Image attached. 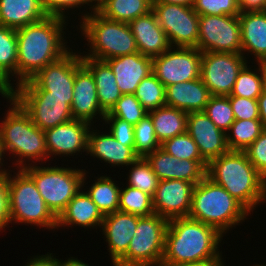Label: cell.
<instances>
[{"mask_svg": "<svg viewBox=\"0 0 266 266\" xmlns=\"http://www.w3.org/2000/svg\"><path fill=\"white\" fill-rule=\"evenodd\" d=\"M66 21L68 19L58 16H46L40 21L15 29L17 82L14 84L16 86L31 79L41 69L59 60L71 50L67 46L66 39L64 40Z\"/></svg>", "mask_w": 266, "mask_h": 266, "instance_id": "cell-1", "label": "cell"}, {"mask_svg": "<svg viewBox=\"0 0 266 266\" xmlns=\"http://www.w3.org/2000/svg\"><path fill=\"white\" fill-rule=\"evenodd\" d=\"M222 235L216 228L190 217L169 220L161 266L201 262L222 255Z\"/></svg>", "mask_w": 266, "mask_h": 266, "instance_id": "cell-2", "label": "cell"}, {"mask_svg": "<svg viewBox=\"0 0 266 266\" xmlns=\"http://www.w3.org/2000/svg\"><path fill=\"white\" fill-rule=\"evenodd\" d=\"M206 176L222 186L250 213L257 205L266 202V179L249 161L245 151L229 150L212 159Z\"/></svg>", "mask_w": 266, "mask_h": 266, "instance_id": "cell-3", "label": "cell"}, {"mask_svg": "<svg viewBox=\"0 0 266 266\" xmlns=\"http://www.w3.org/2000/svg\"><path fill=\"white\" fill-rule=\"evenodd\" d=\"M9 100V109L6 116L0 123V136L5 154L13 155L15 166L24 168L33 165L38 161H48V151L45 142V133L38 128L31 120L29 114L21 107V105L9 94H0ZM11 107V108H10ZM27 161V162H26ZM36 161V162H35ZM27 163V164H26ZM19 167H18V166Z\"/></svg>", "mask_w": 266, "mask_h": 266, "instance_id": "cell-4", "label": "cell"}, {"mask_svg": "<svg viewBox=\"0 0 266 266\" xmlns=\"http://www.w3.org/2000/svg\"><path fill=\"white\" fill-rule=\"evenodd\" d=\"M249 214L239 201L207 176L195 185L188 217L226 235L229 229L240 225Z\"/></svg>", "mask_w": 266, "mask_h": 266, "instance_id": "cell-5", "label": "cell"}, {"mask_svg": "<svg viewBox=\"0 0 266 266\" xmlns=\"http://www.w3.org/2000/svg\"><path fill=\"white\" fill-rule=\"evenodd\" d=\"M81 15L79 30L88 42L85 45H90L89 52L81 53V57L106 61L138 52L128 23L106 19L97 11Z\"/></svg>", "mask_w": 266, "mask_h": 266, "instance_id": "cell-6", "label": "cell"}, {"mask_svg": "<svg viewBox=\"0 0 266 266\" xmlns=\"http://www.w3.org/2000/svg\"><path fill=\"white\" fill-rule=\"evenodd\" d=\"M73 49L59 60L48 64L31 79L14 86L12 97L73 98L76 69L82 64L81 53Z\"/></svg>", "mask_w": 266, "mask_h": 266, "instance_id": "cell-7", "label": "cell"}, {"mask_svg": "<svg viewBox=\"0 0 266 266\" xmlns=\"http://www.w3.org/2000/svg\"><path fill=\"white\" fill-rule=\"evenodd\" d=\"M33 180L46 205L58 218L70 200L85 186V169L70 167H40L29 165L22 168Z\"/></svg>", "mask_w": 266, "mask_h": 266, "instance_id": "cell-8", "label": "cell"}, {"mask_svg": "<svg viewBox=\"0 0 266 266\" xmlns=\"http://www.w3.org/2000/svg\"><path fill=\"white\" fill-rule=\"evenodd\" d=\"M8 172L10 223L57 229V217L46 205L34 180L22 169Z\"/></svg>", "mask_w": 266, "mask_h": 266, "instance_id": "cell-9", "label": "cell"}, {"mask_svg": "<svg viewBox=\"0 0 266 266\" xmlns=\"http://www.w3.org/2000/svg\"><path fill=\"white\" fill-rule=\"evenodd\" d=\"M168 223L156 213L139 217L126 255L115 266H161Z\"/></svg>", "mask_w": 266, "mask_h": 266, "instance_id": "cell-10", "label": "cell"}, {"mask_svg": "<svg viewBox=\"0 0 266 266\" xmlns=\"http://www.w3.org/2000/svg\"><path fill=\"white\" fill-rule=\"evenodd\" d=\"M201 52L241 53V24L238 16L199 15L198 44Z\"/></svg>", "mask_w": 266, "mask_h": 266, "instance_id": "cell-11", "label": "cell"}, {"mask_svg": "<svg viewBox=\"0 0 266 266\" xmlns=\"http://www.w3.org/2000/svg\"><path fill=\"white\" fill-rule=\"evenodd\" d=\"M202 52L194 47H170L152 57V73L165 86L191 81L201 76Z\"/></svg>", "mask_w": 266, "mask_h": 266, "instance_id": "cell-12", "label": "cell"}, {"mask_svg": "<svg viewBox=\"0 0 266 266\" xmlns=\"http://www.w3.org/2000/svg\"><path fill=\"white\" fill-rule=\"evenodd\" d=\"M152 11L171 47H197L199 15L193 7L152 3Z\"/></svg>", "mask_w": 266, "mask_h": 266, "instance_id": "cell-13", "label": "cell"}, {"mask_svg": "<svg viewBox=\"0 0 266 266\" xmlns=\"http://www.w3.org/2000/svg\"><path fill=\"white\" fill-rule=\"evenodd\" d=\"M246 58L242 53L202 52L200 78L211 95H230Z\"/></svg>", "mask_w": 266, "mask_h": 266, "instance_id": "cell-14", "label": "cell"}, {"mask_svg": "<svg viewBox=\"0 0 266 266\" xmlns=\"http://www.w3.org/2000/svg\"><path fill=\"white\" fill-rule=\"evenodd\" d=\"M195 184L179 179L159 180L152 196L154 213L167 220L188 217Z\"/></svg>", "mask_w": 266, "mask_h": 266, "instance_id": "cell-15", "label": "cell"}, {"mask_svg": "<svg viewBox=\"0 0 266 266\" xmlns=\"http://www.w3.org/2000/svg\"><path fill=\"white\" fill-rule=\"evenodd\" d=\"M89 122L73 119L65 124L57 125L44 131L48 159L54 156H76L86 152L88 133L91 128ZM66 155V156H65ZM50 157V158H49Z\"/></svg>", "mask_w": 266, "mask_h": 266, "instance_id": "cell-16", "label": "cell"}, {"mask_svg": "<svg viewBox=\"0 0 266 266\" xmlns=\"http://www.w3.org/2000/svg\"><path fill=\"white\" fill-rule=\"evenodd\" d=\"M29 114L32 122L45 131L73 120V98L13 97Z\"/></svg>", "mask_w": 266, "mask_h": 266, "instance_id": "cell-17", "label": "cell"}, {"mask_svg": "<svg viewBox=\"0 0 266 266\" xmlns=\"http://www.w3.org/2000/svg\"><path fill=\"white\" fill-rule=\"evenodd\" d=\"M145 158L159 180L179 179L196 185L206 177L208 163L205 160H179L161 147Z\"/></svg>", "mask_w": 266, "mask_h": 266, "instance_id": "cell-18", "label": "cell"}, {"mask_svg": "<svg viewBox=\"0 0 266 266\" xmlns=\"http://www.w3.org/2000/svg\"><path fill=\"white\" fill-rule=\"evenodd\" d=\"M187 133L197 144L200 155L207 163L229 151L226 133L204 112L188 113Z\"/></svg>", "mask_w": 266, "mask_h": 266, "instance_id": "cell-19", "label": "cell"}, {"mask_svg": "<svg viewBox=\"0 0 266 266\" xmlns=\"http://www.w3.org/2000/svg\"><path fill=\"white\" fill-rule=\"evenodd\" d=\"M71 112L73 119L86 121L91 125L99 119L98 116L103 120L106 114L99 105L94 76L83 63L76 69ZM96 115L98 116L95 117Z\"/></svg>", "mask_w": 266, "mask_h": 266, "instance_id": "cell-20", "label": "cell"}, {"mask_svg": "<svg viewBox=\"0 0 266 266\" xmlns=\"http://www.w3.org/2000/svg\"><path fill=\"white\" fill-rule=\"evenodd\" d=\"M140 216L116 211L104 215L102 232L108 243L109 255L115 266L125 255L134 236Z\"/></svg>", "mask_w": 266, "mask_h": 266, "instance_id": "cell-21", "label": "cell"}, {"mask_svg": "<svg viewBox=\"0 0 266 266\" xmlns=\"http://www.w3.org/2000/svg\"><path fill=\"white\" fill-rule=\"evenodd\" d=\"M122 94H134L139 83L152 73V57L136 52L106 60Z\"/></svg>", "mask_w": 266, "mask_h": 266, "instance_id": "cell-22", "label": "cell"}, {"mask_svg": "<svg viewBox=\"0 0 266 266\" xmlns=\"http://www.w3.org/2000/svg\"><path fill=\"white\" fill-rule=\"evenodd\" d=\"M101 133L91 126L88 133L87 155L103 160L112 167L127 166V168L138 158L134 152V146L122 145L110 132Z\"/></svg>", "mask_w": 266, "mask_h": 266, "instance_id": "cell-23", "label": "cell"}, {"mask_svg": "<svg viewBox=\"0 0 266 266\" xmlns=\"http://www.w3.org/2000/svg\"><path fill=\"white\" fill-rule=\"evenodd\" d=\"M128 25L134 35L138 52L142 55L158 56L171 47L152 10L132 20Z\"/></svg>", "mask_w": 266, "mask_h": 266, "instance_id": "cell-24", "label": "cell"}, {"mask_svg": "<svg viewBox=\"0 0 266 266\" xmlns=\"http://www.w3.org/2000/svg\"><path fill=\"white\" fill-rule=\"evenodd\" d=\"M211 96L201 78L173 84L165 89L166 106L186 113L203 112Z\"/></svg>", "mask_w": 266, "mask_h": 266, "instance_id": "cell-25", "label": "cell"}, {"mask_svg": "<svg viewBox=\"0 0 266 266\" xmlns=\"http://www.w3.org/2000/svg\"><path fill=\"white\" fill-rule=\"evenodd\" d=\"M241 53L254 55L257 63L266 64V12H240ZM247 52V53H245Z\"/></svg>", "mask_w": 266, "mask_h": 266, "instance_id": "cell-26", "label": "cell"}, {"mask_svg": "<svg viewBox=\"0 0 266 266\" xmlns=\"http://www.w3.org/2000/svg\"><path fill=\"white\" fill-rule=\"evenodd\" d=\"M83 188L70 200L66 209L57 218L59 227H72L73 225L88 229L101 228L104 215L97 208Z\"/></svg>", "mask_w": 266, "mask_h": 266, "instance_id": "cell-27", "label": "cell"}, {"mask_svg": "<svg viewBox=\"0 0 266 266\" xmlns=\"http://www.w3.org/2000/svg\"><path fill=\"white\" fill-rule=\"evenodd\" d=\"M82 63L91 71L101 109L108 113L122 96L112 68L106 61L82 57Z\"/></svg>", "mask_w": 266, "mask_h": 266, "instance_id": "cell-28", "label": "cell"}, {"mask_svg": "<svg viewBox=\"0 0 266 266\" xmlns=\"http://www.w3.org/2000/svg\"><path fill=\"white\" fill-rule=\"evenodd\" d=\"M41 0H0V25L18 29L45 18Z\"/></svg>", "mask_w": 266, "mask_h": 266, "instance_id": "cell-29", "label": "cell"}, {"mask_svg": "<svg viewBox=\"0 0 266 266\" xmlns=\"http://www.w3.org/2000/svg\"><path fill=\"white\" fill-rule=\"evenodd\" d=\"M10 79L17 80V36L15 29L0 25V94L14 88Z\"/></svg>", "mask_w": 266, "mask_h": 266, "instance_id": "cell-30", "label": "cell"}, {"mask_svg": "<svg viewBox=\"0 0 266 266\" xmlns=\"http://www.w3.org/2000/svg\"><path fill=\"white\" fill-rule=\"evenodd\" d=\"M153 122L156 137L162 144L165 140L187 132L188 113L163 106L148 112Z\"/></svg>", "mask_w": 266, "mask_h": 266, "instance_id": "cell-31", "label": "cell"}, {"mask_svg": "<svg viewBox=\"0 0 266 266\" xmlns=\"http://www.w3.org/2000/svg\"><path fill=\"white\" fill-rule=\"evenodd\" d=\"M152 10V0H102L97 12L104 18L129 23Z\"/></svg>", "mask_w": 266, "mask_h": 266, "instance_id": "cell-32", "label": "cell"}, {"mask_svg": "<svg viewBox=\"0 0 266 266\" xmlns=\"http://www.w3.org/2000/svg\"><path fill=\"white\" fill-rule=\"evenodd\" d=\"M117 185L112 177L102 175L85 191L103 215L119 210L121 188Z\"/></svg>", "mask_w": 266, "mask_h": 266, "instance_id": "cell-33", "label": "cell"}, {"mask_svg": "<svg viewBox=\"0 0 266 266\" xmlns=\"http://www.w3.org/2000/svg\"><path fill=\"white\" fill-rule=\"evenodd\" d=\"M263 130L260 119H235L226 132L229 150L244 151L260 136Z\"/></svg>", "mask_w": 266, "mask_h": 266, "instance_id": "cell-34", "label": "cell"}, {"mask_svg": "<svg viewBox=\"0 0 266 266\" xmlns=\"http://www.w3.org/2000/svg\"><path fill=\"white\" fill-rule=\"evenodd\" d=\"M258 67L248 66L246 63L238 73L237 79L229 96H239L249 99H258L262 93L263 63ZM254 70V71H253Z\"/></svg>", "mask_w": 266, "mask_h": 266, "instance_id": "cell-35", "label": "cell"}, {"mask_svg": "<svg viewBox=\"0 0 266 266\" xmlns=\"http://www.w3.org/2000/svg\"><path fill=\"white\" fill-rule=\"evenodd\" d=\"M121 187L119 211L142 216L154 214L152 196L131 186Z\"/></svg>", "mask_w": 266, "mask_h": 266, "instance_id": "cell-36", "label": "cell"}, {"mask_svg": "<svg viewBox=\"0 0 266 266\" xmlns=\"http://www.w3.org/2000/svg\"><path fill=\"white\" fill-rule=\"evenodd\" d=\"M165 89L166 87L151 73L139 83L134 95L141 105L150 112L166 106Z\"/></svg>", "mask_w": 266, "mask_h": 266, "instance_id": "cell-37", "label": "cell"}, {"mask_svg": "<svg viewBox=\"0 0 266 266\" xmlns=\"http://www.w3.org/2000/svg\"><path fill=\"white\" fill-rule=\"evenodd\" d=\"M129 167L127 185L153 196L159 179L146 158L138 157Z\"/></svg>", "mask_w": 266, "mask_h": 266, "instance_id": "cell-38", "label": "cell"}, {"mask_svg": "<svg viewBox=\"0 0 266 266\" xmlns=\"http://www.w3.org/2000/svg\"><path fill=\"white\" fill-rule=\"evenodd\" d=\"M161 147L151 117L147 114L134 125V152L138 157L145 158L148 154Z\"/></svg>", "mask_w": 266, "mask_h": 266, "instance_id": "cell-39", "label": "cell"}, {"mask_svg": "<svg viewBox=\"0 0 266 266\" xmlns=\"http://www.w3.org/2000/svg\"><path fill=\"white\" fill-rule=\"evenodd\" d=\"M203 112L224 133L235 120L228 96L212 95Z\"/></svg>", "mask_w": 266, "mask_h": 266, "instance_id": "cell-40", "label": "cell"}, {"mask_svg": "<svg viewBox=\"0 0 266 266\" xmlns=\"http://www.w3.org/2000/svg\"><path fill=\"white\" fill-rule=\"evenodd\" d=\"M147 114L148 111L141 105L134 94H122L112 109L105 115H112L135 125Z\"/></svg>", "mask_w": 266, "mask_h": 266, "instance_id": "cell-41", "label": "cell"}, {"mask_svg": "<svg viewBox=\"0 0 266 266\" xmlns=\"http://www.w3.org/2000/svg\"><path fill=\"white\" fill-rule=\"evenodd\" d=\"M161 148L179 160H204L199 153L197 144L187 132L165 140L161 144Z\"/></svg>", "mask_w": 266, "mask_h": 266, "instance_id": "cell-42", "label": "cell"}, {"mask_svg": "<svg viewBox=\"0 0 266 266\" xmlns=\"http://www.w3.org/2000/svg\"><path fill=\"white\" fill-rule=\"evenodd\" d=\"M193 9L198 15L238 16L241 12L238 0H195Z\"/></svg>", "mask_w": 266, "mask_h": 266, "instance_id": "cell-43", "label": "cell"}, {"mask_svg": "<svg viewBox=\"0 0 266 266\" xmlns=\"http://www.w3.org/2000/svg\"><path fill=\"white\" fill-rule=\"evenodd\" d=\"M94 2V3H93ZM42 8L47 16L69 18L65 10L90 6V13L97 11L98 4L94 0H41Z\"/></svg>", "mask_w": 266, "mask_h": 266, "instance_id": "cell-44", "label": "cell"}, {"mask_svg": "<svg viewBox=\"0 0 266 266\" xmlns=\"http://www.w3.org/2000/svg\"><path fill=\"white\" fill-rule=\"evenodd\" d=\"M103 121L109 124V132L122 145L134 146V125L112 115H105Z\"/></svg>", "mask_w": 266, "mask_h": 266, "instance_id": "cell-45", "label": "cell"}, {"mask_svg": "<svg viewBox=\"0 0 266 266\" xmlns=\"http://www.w3.org/2000/svg\"><path fill=\"white\" fill-rule=\"evenodd\" d=\"M244 151L256 170L266 179V129Z\"/></svg>", "mask_w": 266, "mask_h": 266, "instance_id": "cell-46", "label": "cell"}, {"mask_svg": "<svg viewBox=\"0 0 266 266\" xmlns=\"http://www.w3.org/2000/svg\"><path fill=\"white\" fill-rule=\"evenodd\" d=\"M235 119L250 120L259 119L257 99H249L239 96H228Z\"/></svg>", "mask_w": 266, "mask_h": 266, "instance_id": "cell-47", "label": "cell"}, {"mask_svg": "<svg viewBox=\"0 0 266 266\" xmlns=\"http://www.w3.org/2000/svg\"><path fill=\"white\" fill-rule=\"evenodd\" d=\"M10 224L8 173L0 174V232Z\"/></svg>", "mask_w": 266, "mask_h": 266, "instance_id": "cell-48", "label": "cell"}, {"mask_svg": "<svg viewBox=\"0 0 266 266\" xmlns=\"http://www.w3.org/2000/svg\"><path fill=\"white\" fill-rule=\"evenodd\" d=\"M24 266H59V259H57L56 256L54 258L52 253H47L30 258Z\"/></svg>", "mask_w": 266, "mask_h": 266, "instance_id": "cell-49", "label": "cell"}, {"mask_svg": "<svg viewBox=\"0 0 266 266\" xmlns=\"http://www.w3.org/2000/svg\"><path fill=\"white\" fill-rule=\"evenodd\" d=\"M266 0H238L241 12L263 11Z\"/></svg>", "mask_w": 266, "mask_h": 266, "instance_id": "cell-50", "label": "cell"}, {"mask_svg": "<svg viewBox=\"0 0 266 266\" xmlns=\"http://www.w3.org/2000/svg\"><path fill=\"white\" fill-rule=\"evenodd\" d=\"M257 100L259 108V119L263 125V128L266 129V93L262 92Z\"/></svg>", "mask_w": 266, "mask_h": 266, "instance_id": "cell-51", "label": "cell"}, {"mask_svg": "<svg viewBox=\"0 0 266 266\" xmlns=\"http://www.w3.org/2000/svg\"><path fill=\"white\" fill-rule=\"evenodd\" d=\"M222 256L223 255H221L220 257L214 258V259L205 260L201 262L182 263L176 266H219L220 262L224 260Z\"/></svg>", "mask_w": 266, "mask_h": 266, "instance_id": "cell-52", "label": "cell"}, {"mask_svg": "<svg viewBox=\"0 0 266 266\" xmlns=\"http://www.w3.org/2000/svg\"><path fill=\"white\" fill-rule=\"evenodd\" d=\"M195 0H152V3H167L182 5L185 7H193Z\"/></svg>", "mask_w": 266, "mask_h": 266, "instance_id": "cell-53", "label": "cell"}, {"mask_svg": "<svg viewBox=\"0 0 266 266\" xmlns=\"http://www.w3.org/2000/svg\"><path fill=\"white\" fill-rule=\"evenodd\" d=\"M59 266H89V264L82 262L78 258L75 257H69L67 260H59Z\"/></svg>", "mask_w": 266, "mask_h": 266, "instance_id": "cell-54", "label": "cell"}, {"mask_svg": "<svg viewBox=\"0 0 266 266\" xmlns=\"http://www.w3.org/2000/svg\"><path fill=\"white\" fill-rule=\"evenodd\" d=\"M3 157L6 158L5 157V151H4L3 144H2V138L0 136V174H6V173H8L10 171L9 169L6 170L5 168L2 167V166H4L3 165V163H4V158Z\"/></svg>", "mask_w": 266, "mask_h": 266, "instance_id": "cell-55", "label": "cell"}, {"mask_svg": "<svg viewBox=\"0 0 266 266\" xmlns=\"http://www.w3.org/2000/svg\"><path fill=\"white\" fill-rule=\"evenodd\" d=\"M262 92L266 93V64L263 63Z\"/></svg>", "mask_w": 266, "mask_h": 266, "instance_id": "cell-56", "label": "cell"}, {"mask_svg": "<svg viewBox=\"0 0 266 266\" xmlns=\"http://www.w3.org/2000/svg\"><path fill=\"white\" fill-rule=\"evenodd\" d=\"M225 265V263H224V261L222 260L221 262H220V265L219 266H224ZM253 266H257V264L256 265H253Z\"/></svg>", "mask_w": 266, "mask_h": 266, "instance_id": "cell-57", "label": "cell"}, {"mask_svg": "<svg viewBox=\"0 0 266 266\" xmlns=\"http://www.w3.org/2000/svg\"><path fill=\"white\" fill-rule=\"evenodd\" d=\"M263 11L266 12V1H265V5H264V10Z\"/></svg>", "mask_w": 266, "mask_h": 266, "instance_id": "cell-58", "label": "cell"}, {"mask_svg": "<svg viewBox=\"0 0 266 266\" xmlns=\"http://www.w3.org/2000/svg\"><path fill=\"white\" fill-rule=\"evenodd\" d=\"M94 1L97 2V4H98V3H100L102 0H94Z\"/></svg>", "mask_w": 266, "mask_h": 266, "instance_id": "cell-59", "label": "cell"}]
</instances>
